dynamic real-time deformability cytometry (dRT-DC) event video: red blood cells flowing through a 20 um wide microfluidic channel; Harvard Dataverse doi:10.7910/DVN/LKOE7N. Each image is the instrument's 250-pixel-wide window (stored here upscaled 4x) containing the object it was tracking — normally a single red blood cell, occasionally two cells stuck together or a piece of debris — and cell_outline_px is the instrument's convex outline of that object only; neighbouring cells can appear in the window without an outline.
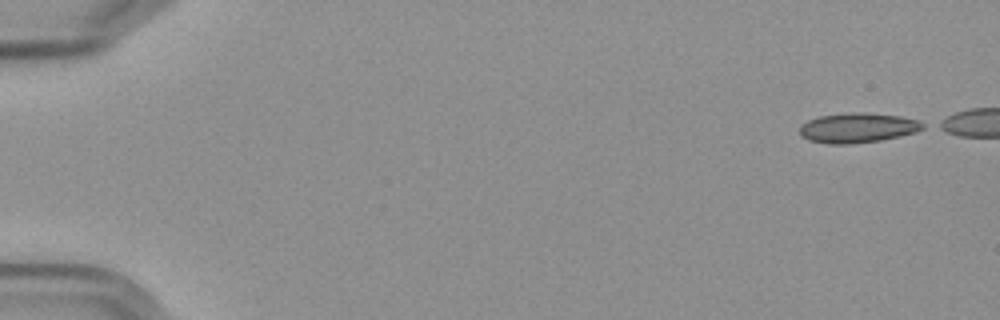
{"species": "Egyptian fruit bat (a non-hibernating species)", "species_latin": "Rousettus aegyptiacus", "temperature_condition": "cold", "stored_images_in_passage": 49, "camera_frame_rate_fps": 3000, "um_per_image_px": 0.085, "frame": {"image": 1, "passage_image": 1, "time_ms": 0.0, "image_size_px": [1000, 320], "cell_outline_px": [[924, 128], [916, 132], [900, 136], [880, 140], [848, 144], [828, 144], [808, 140], [800, 136], [800, 128], [808, 120], [820, 116], [848, 112], [864, 112], [900, 116], [916, 120], [924, 124]], "centroid_in_image_um": [72.89, 10.86], "position_along_channel_um": 12.1, "area_um2": 21.33}}
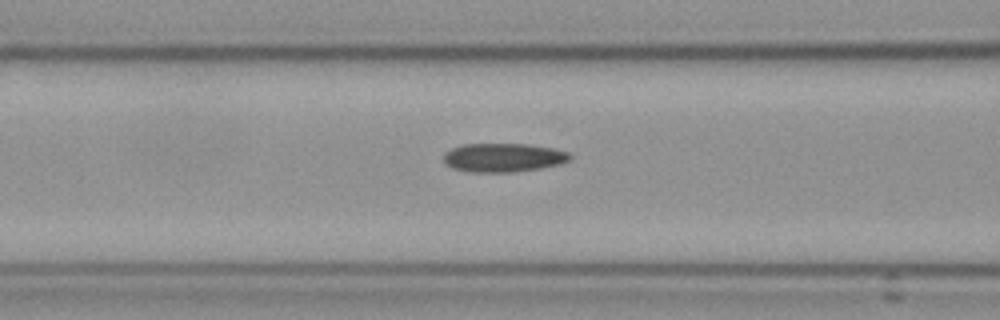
{"frame": {"image": 2, "passage_image": 22, "time_ms": 7.0, "image_size_px": [1000, 320], "cell_outline_px": [[572, 160], [560, 164], [540, 168], [512, 172], [472, 172], [452, 168], [444, 164], [444, 152], [452, 148], [464, 144], [528, 144], [552, 148], [568, 152], [572, 156]], "centroid_in_image_um": [42.78, 13.39], "position_along_channel_um": 123.8, "area_um2": 21.27}}
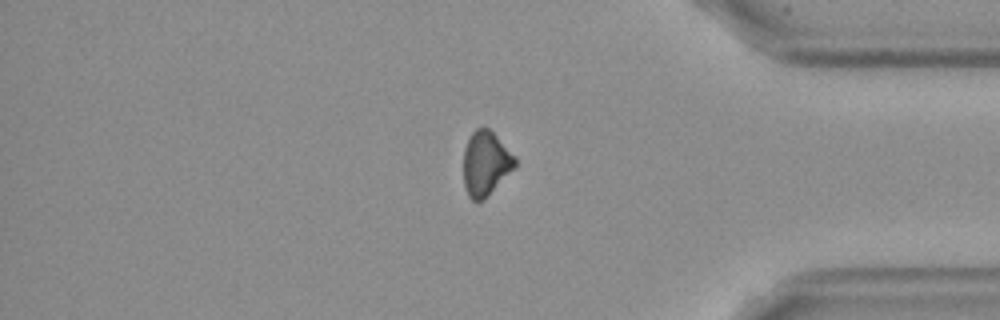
{"frame": {"image": 3, "passage_image": 46, "time_ms": 15.0, "image_size_px": [1000, 320], "cell_outline_px": [[516, 168], [480, 200], [472, 200], [468, 196], [464, 184], [464, 148], [472, 132], [476, 128], [488, 128], [516, 156]], "centroid_in_image_um": [41.29, 13.86], "position_along_channel_um": 393.9, "area_um2": 18.96}}